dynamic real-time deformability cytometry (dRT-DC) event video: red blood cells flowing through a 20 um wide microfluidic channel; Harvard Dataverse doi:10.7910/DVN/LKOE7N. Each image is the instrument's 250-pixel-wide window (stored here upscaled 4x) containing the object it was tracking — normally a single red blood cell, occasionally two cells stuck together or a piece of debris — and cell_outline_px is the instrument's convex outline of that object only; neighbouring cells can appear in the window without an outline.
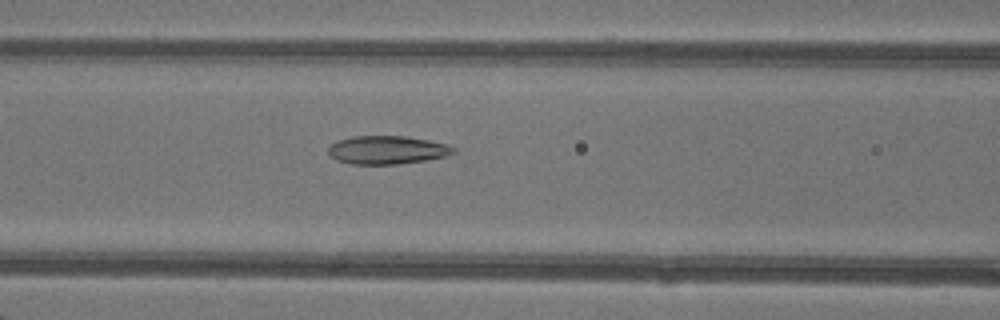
{"species": "common noctule bat (a hibernating species)", "species_latin": "Nyctalus noctula", "temperature_condition": "warm", "stored_images_in_passage": 31, "camera_frame_rate_fps": 3000, "um_per_image_px": 0.085, "animal": {"sex": "female"}, "frame": {"image": 1, "passage_image": 7, "time_ms": 2.0, "image_size_px": [1000, 320], "cell_outline_px": [[456, 152], [444, 156], [424, 160], [396, 164], [352, 164], [336, 160], [328, 152], [328, 148], [336, 140], [352, 136], [404, 136], [428, 140], [448, 144], [456, 148]], "centroid_in_image_um": [32.89, 12.74], "position_along_channel_um": 133.7, "area_um2": 20.58}}
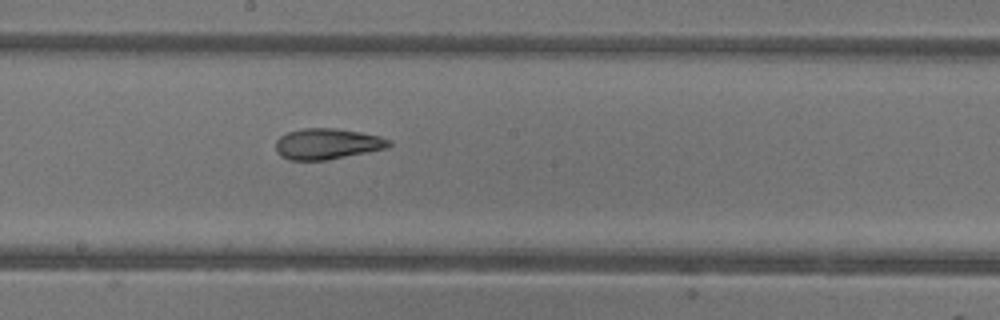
{"frame": {"image": 2, "passage_image": 13, "time_ms": 4.0, "image_size_px": [1000, 320], "cell_outline_px": [[392, 144], [388, 148], [328, 160], [288, 160], [280, 156], [276, 152], [276, 140], [280, 136], [288, 132], [304, 128], [336, 128], [360, 132], [380, 136], [392, 140]], "centroid_in_image_um": [27.83, 12.23], "position_along_channel_um": 220.4, "area_um2": 20.58}}
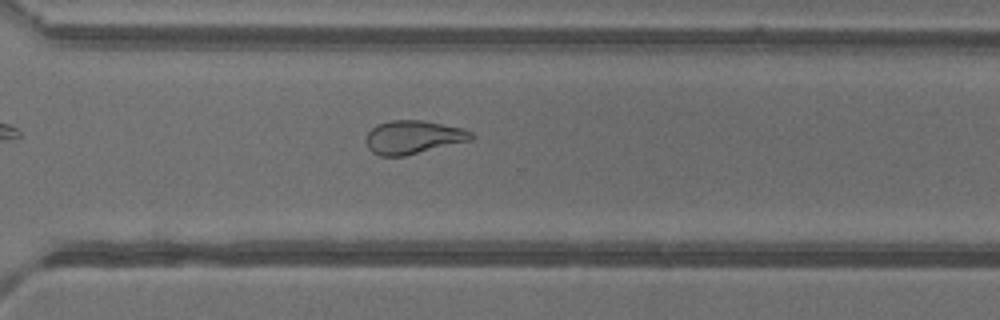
{"frame": {"image": 3, "passage_image": 21, "time_ms": 6.667, "image_size_px": [1000, 320], "cell_outline_px": [[476, 136], [472, 140], [404, 156], [380, 156], [372, 152], [368, 148], [364, 140], [364, 136], [376, 124], [392, 120], [424, 120], [464, 128], [472, 132]], "centroid_in_image_um": [35.12, 11.65], "position_along_channel_um": 335.5, "area_um2": 20.81}, "authors_computed_cell_mechanics": {"area_um2": 20.9814, "velocity_mm_per_s": 4.3417, "shape_relaxation_time_tau1_ms": null, "shape_relaxation_time_tau2_ms": 2.2241, "deformation_change_tau1": null, "deformation_change_tau2": 0.092}}